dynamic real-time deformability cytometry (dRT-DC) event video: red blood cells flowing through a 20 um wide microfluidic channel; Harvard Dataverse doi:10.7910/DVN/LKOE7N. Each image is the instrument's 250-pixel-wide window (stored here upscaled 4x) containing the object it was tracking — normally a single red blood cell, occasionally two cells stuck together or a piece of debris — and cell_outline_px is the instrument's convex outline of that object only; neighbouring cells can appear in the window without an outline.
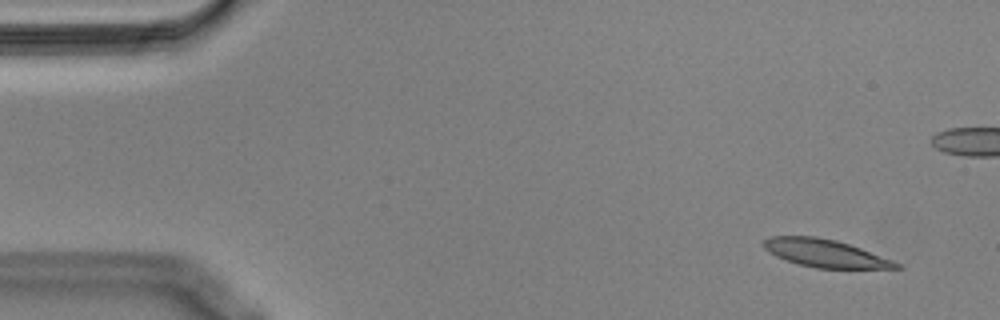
{"species": "Egyptian fruit bat (a non-hibernating species)", "species_latin": "Rousettus aegyptiacus", "temperature_condition": "cold", "stored_images_in_passage": 56, "camera_frame_rate_fps": 3000, "um_per_image_px": 0.085, "animal": {"sex": "male"}, "frame": {"image": 1, "passage_image": 3, "time_ms": 0.667, "image_size_px": [1000, 320], "cell_outline_px": [[904, 268], [816, 268], [800, 264], [776, 256], [764, 248], [760, 244], [768, 236], [816, 236], [836, 240], [860, 248], [904, 264]], "centroid_in_image_um": [70.15, 21.52], "position_along_channel_um": 14.9, "area_um2": 21.39}}
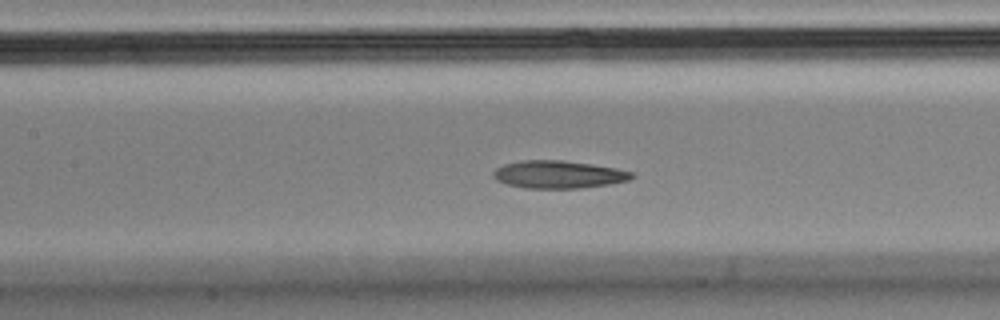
{"frame": {"image": 2, "passage_image": 24, "time_ms": 7.667, "image_size_px": [1000, 320], "cell_outline_px": [[636, 176], [628, 180], [608, 184], [580, 188], [524, 188], [508, 184], [496, 180], [492, 176], [492, 172], [496, 168], [504, 164], [520, 160], [560, 160], [592, 164], [616, 168], [632, 172]], "centroid_in_image_um": [47.44, 14.82], "position_along_channel_um": 160.0, "area_um2": 22.31}}
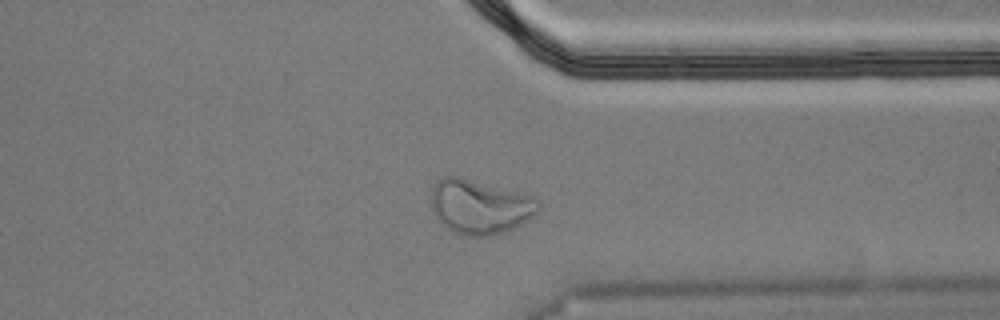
{"frame": {"image": 3, "passage_image": 42, "time_ms": 13.667, "image_size_px": [1000, 320], "cell_outline_px": [[540, 212], [516, 228], [488, 236], [468, 236], [452, 232], [436, 216], [432, 208], [432, 188], [436, 180], [444, 176], [460, 176], [532, 196], [540, 200]], "centroid_in_image_um": [40.82, 17.57], "position_along_channel_um": 370.6, "area_um2": 34.1}, "authors_computed_cell_mechanics": {"area_um2": 23.0622, "velocity_mm_per_s": 3.5475, "shape_relaxation_time_tau1_ms": null, "shape_relaxation_time_tau2_ms": 4.2653, "deformation_change_tau1": null, "deformation_change_tau2": 0.1157}}